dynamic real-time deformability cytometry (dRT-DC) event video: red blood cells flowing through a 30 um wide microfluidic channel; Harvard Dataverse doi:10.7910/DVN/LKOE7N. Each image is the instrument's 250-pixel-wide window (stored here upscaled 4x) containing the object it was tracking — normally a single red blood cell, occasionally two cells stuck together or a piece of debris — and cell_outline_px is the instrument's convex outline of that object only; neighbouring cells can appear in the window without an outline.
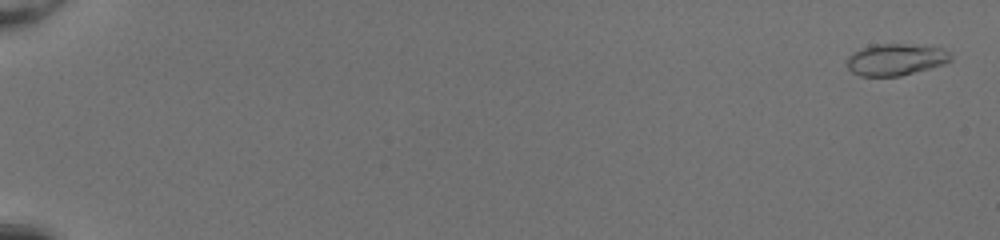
{"species": "common noctule bat (a hibernating species)", "species_latin": "Nyctalus noctula", "temperature_condition": "room temperature", "stored_images_in_passage": 53, "camera_frame_rate_fps": 3000, "um_per_image_px": 0.085, "animal": {"sex": "female", "body_mass_g": 20.0, "forearm_length_mm": 54.0}, "frame": {"image": 1, "passage_image": 2, "time_ms": 0.333, "image_size_px": [1000, 240], "cell_outline_px": [[952, 60], [944, 64], [932, 68], [900, 76], [860, 76], [852, 72], [848, 68], [844, 60], [852, 52], [868, 44], [904, 44], [940, 48], [952, 52]], "centroid_in_image_um": [76.1, 5.06], "position_along_channel_um": 8.9, "area_um2": 19.54}}
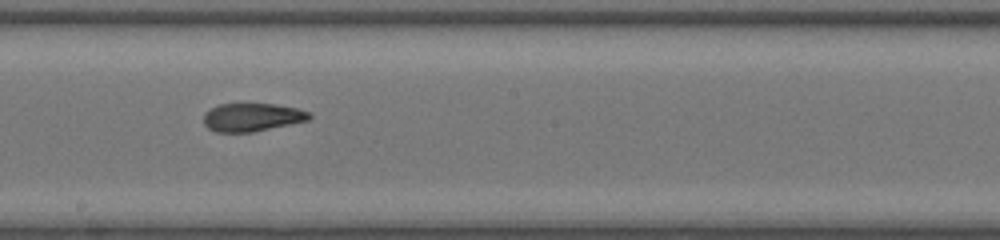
{"frame": {"image": 2, "passage_image": 33, "time_ms": 10.667, "image_size_px": [1000, 240], "cell_outline_px": [[312, 116], [308, 120], [252, 132], [216, 132], [208, 128], [204, 124], [204, 112], [220, 104], [276, 104], [296, 108], [312, 112]], "centroid_in_image_um": [21.43, 9.96], "position_along_channel_um": 226.8, "area_um2": 17.28}}
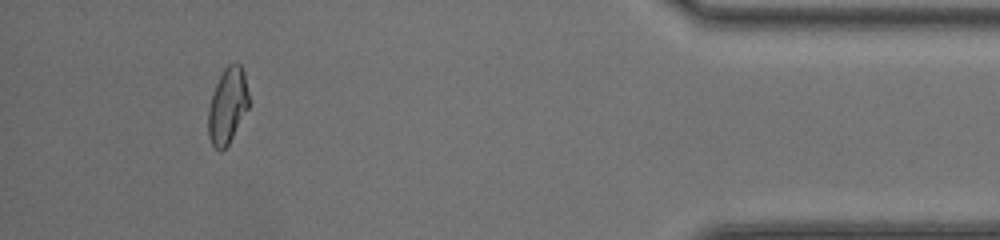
{"frame": {"image": 3, "passage_image": 50, "time_ms": 16.333, "image_size_px": [1000, 240], "cell_outline_px": [[248, 108], [228, 144], [220, 152], [212, 144], [208, 136], [208, 108], [216, 84], [224, 68], [228, 64], [240, 64], [244, 72], [248, 92]], "centroid_in_image_um": [19.33, 8.99], "position_along_channel_um": 415.9, "area_um2": 17.63}, "authors_computed_cell_mechanics": {"area_um2": 18.496, "velocity_mm_per_s": 4.1707, "shape_relaxation_time_tau1_ms": null, "shape_relaxation_time_tau2_ms": 1.1209, "deformation_change_tau1": null, "deformation_change_tau2": 0.0714}}